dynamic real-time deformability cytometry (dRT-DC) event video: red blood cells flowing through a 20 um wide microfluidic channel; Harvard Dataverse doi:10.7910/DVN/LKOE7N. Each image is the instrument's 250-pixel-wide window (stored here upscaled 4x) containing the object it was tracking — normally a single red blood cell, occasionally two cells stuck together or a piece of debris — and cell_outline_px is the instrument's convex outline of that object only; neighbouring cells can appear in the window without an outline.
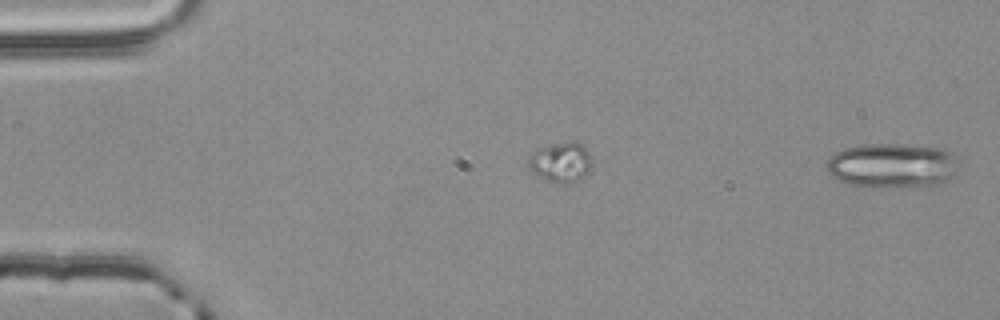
{"species": "common noctule bat (a hibernating species)", "species_latin": "Nyctalus noctula", "temperature_condition": "room temperature", "stored_images_in_passage": 52, "camera_frame_rate_fps": 3000, "um_per_image_px": 0.085, "animal": {"sex": "male", "body_mass_g": 20.4}, "frame": {"image": 1, "passage_image": 1, "time_ms": 0.0, "image_size_px": [1000, 320], "cell_outline_px": [[956, 172], [940, 184], [880, 188], [876, 188], [852, 184], [840, 180], [832, 176], [824, 168], [824, 164], [836, 152], [844, 148], [868, 144], [900, 144], [944, 148], [952, 156]], "centroid_in_image_um": [75.76, 14.07], "position_along_channel_um": 9.2, "area_um2": 33.99}}
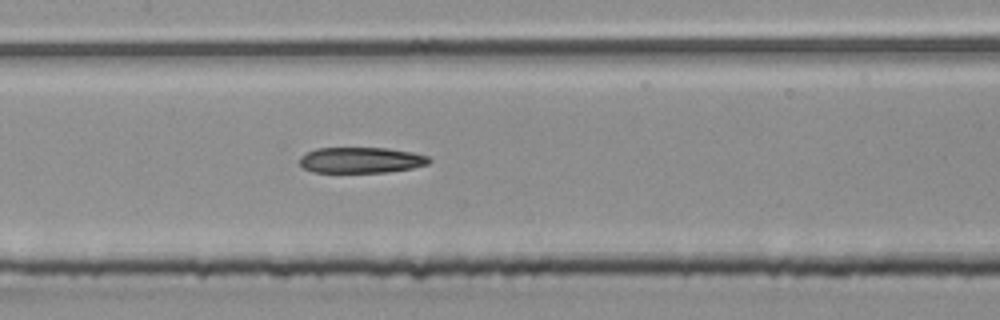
{"frame": {"image": 2, "passage_image": 26, "time_ms": 8.333, "image_size_px": [1000, 320], "cell_outline_px": [[432, 160], [428, 164], [412, 168], [388, 172], [312, 172], [304, 168], [300, 164], [300, 156], [316, 148], [388, 148], [412, 152], [428, 156]], "centroid_in_image_um": [30.7, 13.61], "position_along_channel_um": 176.7, "area_um2": 19.48}}
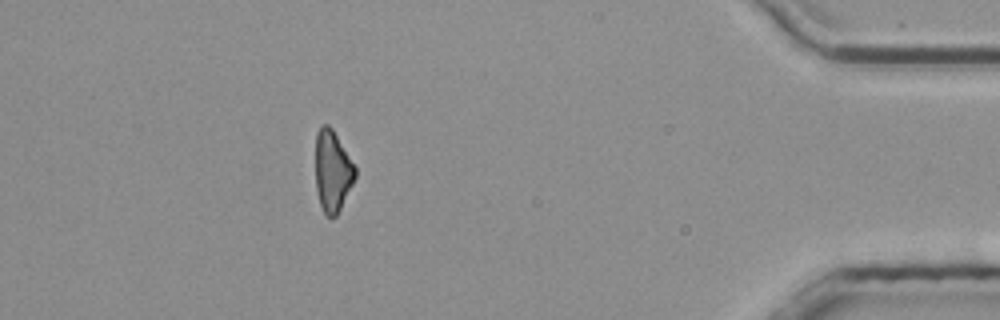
{"frame": {"image": 3, "passage_image": 48, "time_ms": 15.667, "image_size_px": [1000, 320], "cell_outline_px": [[356, 176], [336, 216], [332, 220], [324, 212], [320, 204], [316, 188], [316, 132], [320, 124], [328, 124], [332, 128], [356, 168]], "centroid_in_image_um": [28.24, 14.52], "position_along_channel_um": 407.0, "area_um2": 18.61}}